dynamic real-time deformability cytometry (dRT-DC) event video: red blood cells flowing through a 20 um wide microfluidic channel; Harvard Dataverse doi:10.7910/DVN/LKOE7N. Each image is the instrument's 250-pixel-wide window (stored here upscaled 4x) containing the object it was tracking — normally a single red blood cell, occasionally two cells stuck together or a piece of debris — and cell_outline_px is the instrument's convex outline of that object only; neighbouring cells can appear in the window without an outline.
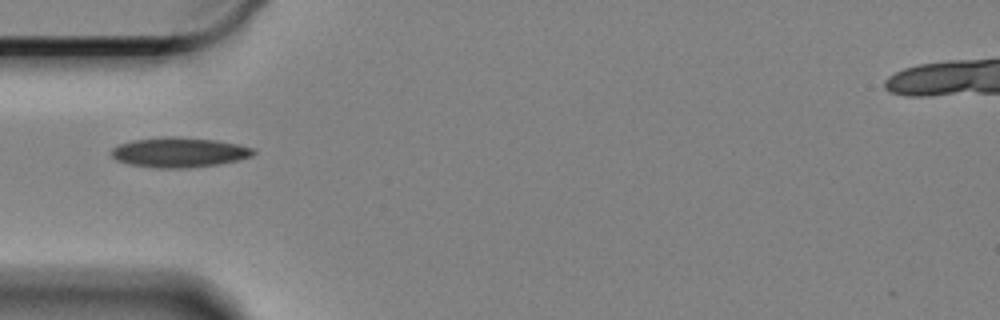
{"species": "Egyptian fruit bat (a non-hibernating species)", "species_latin": "Rousettus aegyptiacus", "temperature_condition": "cold", "stored_images_in_passage": 25, "camera_frame_rate_fps": 3000, "um_per_image_px": 0.085, "animal": {"sex": "female"}, "frame": {"image": 1, "passage_image": 1, "time_ms": 0.0, "image_size_px": [1000, 320], "cell_outline_px": [[256, 152], [252, 156], [236, 160], [216, 164], [188, 168], [156, 168], [128, 164], [116, 160], [112, 156], [112, 148], [120, 144], [132, 140], [160, 136], [180, 136], [216, 140], [256, 148]], "centroid_in_image_um": [15.22, 12.93], "position_along_channel_um": 69.8, "area_um2": 24.91}}
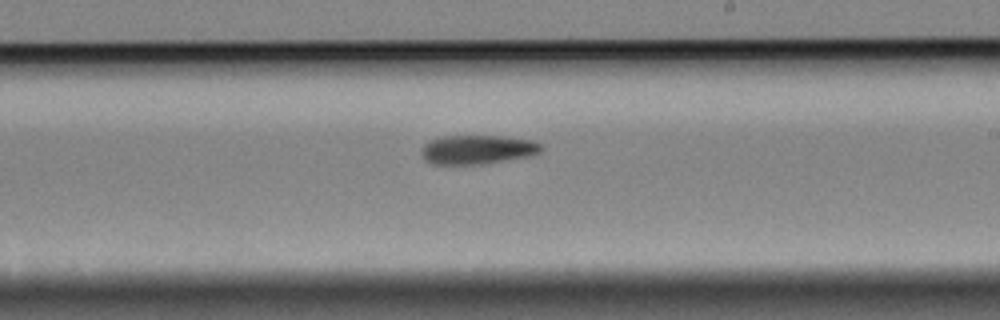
{"frame": {"image": 2, "passage_image": 11, "time_ms": 3.333, "image_size_px": [1000, 320], "cell_outline_px": [[544, 148], [540, 152], [528, 156], [480, 164], [432, 164], [424, 160], [420, 152], [424, 144], [428, 140], [444, 136], [504, 136], [532, 140], [540, 144]], "centroid_in_image_um": [40.54, 12.7], "position_along_channel_um": 248.5, "area_um2": 20.29}}
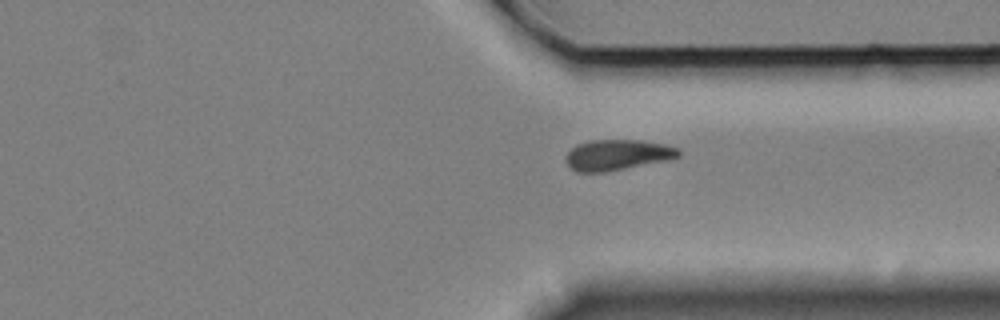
{"frame": {"image": 3, "passage_image": 21, "time_ms": 6.667, "image_size_px": [1000, 320], "cell_outline_px": [[680, 156], [668, 160], [604, 172], [576, 172], [568, 168], [564, 160], [564, 156], [576, 144], [592, 140], [640, 140], [664, 144], [680, 148]], "centroid_in_image_um": [52.43, 13.17], "position_along_channel_um": 359.0, "area_um2": 20.35}}